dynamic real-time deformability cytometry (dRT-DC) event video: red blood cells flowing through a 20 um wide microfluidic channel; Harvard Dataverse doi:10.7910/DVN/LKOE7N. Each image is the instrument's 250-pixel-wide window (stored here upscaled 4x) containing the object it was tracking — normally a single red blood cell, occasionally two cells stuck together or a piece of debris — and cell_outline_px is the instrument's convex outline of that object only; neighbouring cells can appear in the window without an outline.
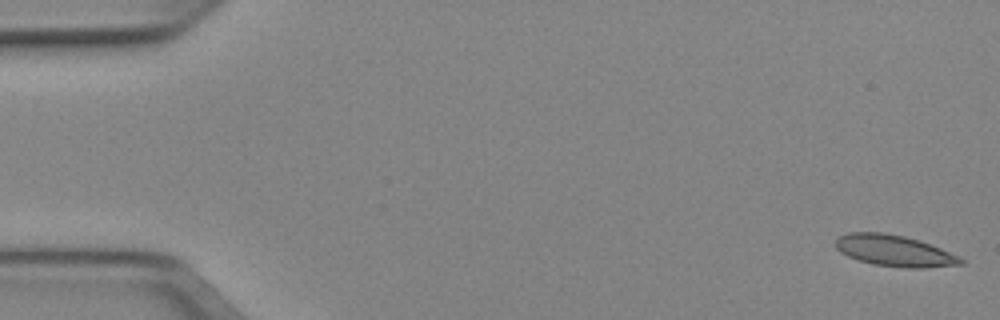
{"species": "Egyptian fruit bat (a non-hibernating species)", "species_latin": "Rousettus aegyptiacus", "temperature_condition": "cold", "stored_images_in_passage": 51, "camera_frame_rate_fps": 3000, "um_per_image_px": 0.085, "animal": {"sex": "female"}, "frame": {"image": 1, "passage_image": 1, "time_ms": 0.0, "image_size_px": [1000, 320], "cell_outline_px": [[964, 264], [924, 268], [904, 268], [872, 264], [848, 256], [840, 252], [836, 248], [836, 236], [848, 232], [884, 232], [904, 236], [940, 248], [960, 256], [964, 260]], "centroid_in_image_um": [76.0, 21.31], "position_along_channel_um": 9.0, "area_um2": 22.83}}
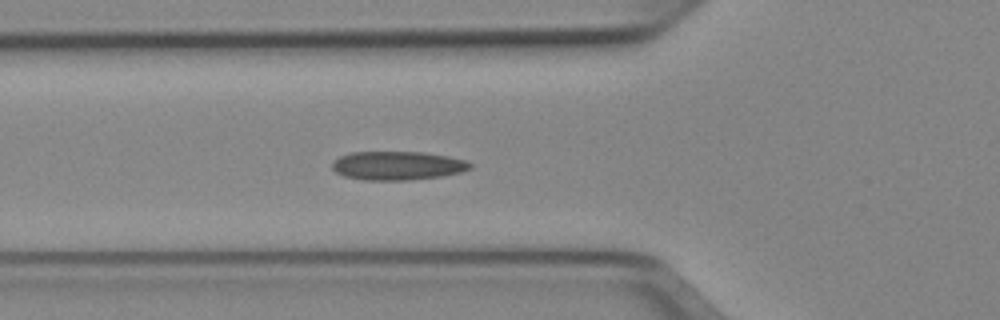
{"frame": {"image": 2, "passage_image": 18, "time_ms": 5.667, "image_size_px": [1000, 320], "cell_outline_px": [[472, 168], [460, 172], [440, 176], [408, 180], [364, 180], [344, 176], [336, 172], [332, 168], [332, 160], [340, 156], [352, 152], [424, 152], [448, 156], [464, 160], [472, 164]], "centroid_in_image_um": [33.76, 14.07], "position_along_channel_um": 92.0, "area_um2": 23.06}}
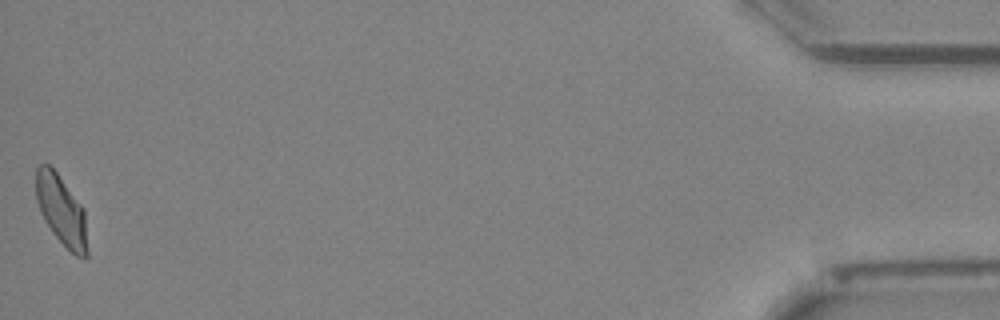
{"frame": {"image": 3, "passage_image": 51, "time_ms": 16.667, "image_size_px": [1000, 320], "cell_outline_px": [[88, 256], [76, 256], [52, 232], [44, 220], [40, 212], [36, 200], [36, 168], [40, 164], [48, 164], [56, 172], [84, 208], [88, 248]], "centroid_in_image_um": [5.21, 17.88], "position_along_channel_um": 430.0, "area_um2": 20.75}, "authors_computed_cell_mechanics": {"area_um2": 22.0796, "velocity_mm_per_s": 3.942, "shape_relaxation_time_tau1_ms": null, "shape_relaxation_time_tau2_ms": 3.1607, "deformation_change_tau1": null, "deformation_change_tau2": 0.0844}}